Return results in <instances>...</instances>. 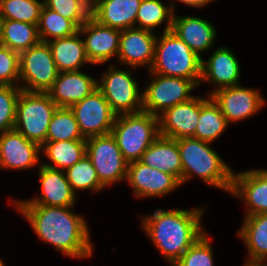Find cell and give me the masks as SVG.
<instances>
[{
	"label": "cell",
	"instance_id": "obj_1",
	"mask_svg": "<svg viewBox=\"0 0 267 266\" xmlns=\"http://www.w3.org/2000/svg\"><path fill=\"white\" fill-rule=\"evenodd\" d=\"M40 240L52 244L68 257L92 256L86 220L70 211L73 207L15 205Z\"/></svg>",
	"mask_w": 267,
	"mask_h": 266
},
{
	"label": "cell",
	"instance_id": "obj_2",
	"mask_svg": "<svg viewBox=\"0 0 267 266\" xmlns=\"http://www.w3.org/2000/svg\"><path fill=\"white\" fill-rule=\"evenodd\" d=\"M203 208L185 210L156 209L142 219V228L161 254L173 266L184 252L202 236L200 224Z\"/></svg>",
	"mask_w": 267,
	"mask_h": 266
},
{
	"label": "cell",
	"instance_id": "obj_3",
	"mask_svg": "<svg viewBox=\"0 0 267 266\" xmlns=\"http://www.w3.org/2000/svg\"><path fill=\"white\" fill-rule=\"evenodd\" d=\"M209 143L194 137L177 139L182 165V184L196 174L208 185L230 193L234 172Z\"/></svg>",
	"mask_w": 267,
	"mask_h": 266
},
{
	"label": "cell",
	"instance_id": "obj_4",
	"mask_svg": "<svg viewBox=\"0 0 267 266\" xmlns=\"http://www.w3.org/2000/svg\"><path fill=\"white\" fill-rule=\"evenodd\" d=\"M202 57L193 52L173 31H163L155 42L154 61L149 72L192 80L201 79Z\"/></svg>",
	"mask_w": 267,
	"mask_h": 266
},
{
	"label": "cell",
	"instance_id": "obj_5",
	"mask_svg": "<svg viewBox=\"0 0 267 266\" xmlns=\"http://www.w3.org/2000/svg\"><path fill=\"white\" fill-rule=\"evenodd\" d=\"M111 134L128 163L139 161L142 154L160 136L158 116L143 110L118 115Z\"/></svg>",
	"mask_w": 267,
	"mask_h": 266
},
{
	"label": "cell",
	"instance_id": "obj_6",
	"mask_svg": "<svg viewBox=\"0 0 267 266\" xmlns=\"http://www.w3.org/2000/svg\"><path fill=\"white\" fill-rule=\"evenodd\" d=\"M58 106L47 92H29L21 90L16 110L14 129L28 140L42 146L51 118Z\"/></svg>",
	"mask_w": 267,
	"mask_h": 266
},
{
	"label": "cell",
	"instance_id": "obj_7",
	"mask_svg": "<svg viewBox=\"0 0 267 266\" xmlns=\"http://www.w3.org/2000/svg\"><path fill=\"white\" fill-rule=\"evenodd\" d=\"M59 71L55 65L47 42L40 41L19 54V87L29 92H47L58 77Z\"/></svg>",
	"mask_w": 267,
	"mask_h": 266
},
{
	"label": "cell",
	"instance_id": "obj_8",
	"mask_svg": "<svg viewBox=\"0 0 267 266\" xmlns=\"http://www.w3.org/2000/svg\"><path fill=\"white\" fill-rule=\"evenodd\" d=\"M152 78L150 84L142 91V110L159 116L166 109L189 101L194 95L191 91L197 85L190 79L159 75L149 72ZM158 111H161L158 112Z\"/></svg>",
	"mask_w": 267,
	"mask_h": 266
},
{
	"label": "cell",
	"instance_id": "obj_9",
	"mask_svg": "<svg viewBox=\"0 0 267 266\" xmlns=\"http://www.w3.org/2000/svg\"><path fill=\"white\" fill-rule=\"evenodd\" d=\"M128 71L110 66L97 82V88L117 116L142 111V93Z\"/></svg>",
	"mask_w": 267,
	"mask_h": 266
},
{
	"label": "cell",
	"instance_id": "obj_10",
	"mask_svg": "<svg viewBox=\"0 0 267 266\" xmlns=\"http://www.w3.org/2000/svg\"><path fill=\"white\" fill-rule=\"evenodd\" d=\"M86 155L105 187L126 179L128 162L111 133L86 139Z\"/></svg>",
	"mask_w": 267,
	"mask_h": 266
},
{
	"label": "cell",
	"instance_id": "obj_11",
	"mask_svg": "<svg viewBox=\"0 0 267 266\" xmlns=\"http://www.w3.org/2000/svg\"><path fill=\"white\" fill-rule=\"evenodd\" d=\"M70 109L85 139L110 134L117 116L98 88Z\"/></svg>",
	"mask_w": 267,
	"mask_h": 266
},
{
	"label": "cell",
	"instance_id": "obj_12",
	"mask_svg": "<svg viewBox=\"0 0 267 266\" xmlns=\"http://www.w3.org/2000/svg\"><path fill=\"white\" fill-rule=\"evenodd\" d=\"M257 90L235 85L215 90L210 97L220 107L229 124L247 119L261 110L265 100Z\"/></svg>",
	"mask_w": 267,
	"mask_h": 266
},
{
	"label": "cell",
	"instance_id": "obj_13",
	"mask_svg": "<svg viewBox=\"0 0 267 266\" xmlns=\"http://www.w3.org/2000/svg\"><path fill=\"white\" fill-rule=\"evenodd\" d=\"M126 181L138 198L168 195L181 185L172 174L151 168L140 161L128 163Z\"/></svg>",
	"mask_w": 267,
	"mask_h": 266
},
{
	"label": "cell",
	"instance_id": "obj_14",
	"mask_svg": "<svg viewBox=\"0 0 267 266\" xmlns=\"http://www.w3.org/2000/svg\"><path fill=\"white\" fill-rule=\"evenodd\" d=\"M41 194L30 200L17 201L14 205H42L56 207H73L75 193L72 191L65 171L38 164Z\"/></svg>",
	"mask_w": 267,
	"mask_h": 266
},
{
	"label": "cell",
	"instance_id": "obj_15",
	"mask_svg": "<svg viewBox=\"0 0 267 266\" xmlns=\"http://www.w3.org/2000/svg\"><path fill=\"white\" fill-rule=\"evenodd\" d=\"M79 32L87 35L84 41L85 51L91 64L105 63L118 55L121 31L100 24L92 16L83 23ZM83 34V35H82Z\"/></svg>",
	"mask_w": 267,
	"mask_h": 266
},
{
	"label": "cell",
	"instance_id": "obj_16",
	"mask_svg": "<svg viewBox=\"0 0 267 266\" xmlns=\"http://www.w3.org/2000/svg\"><path fill=\"white\" fill-rule=\"evenodd\" d=\"M41 146L15 129L0 134V168L14 170L37 166Z\"/></svg>",
	"mask_w": 267,
	"mask_h": 266
},
{
	"label": "cell",
	"instance_id": "obj_17",
	"mask_svg": "<svg viewBox=\"0 0 267 266\" xmlns=\"http://www.w3.org/2000/svg\"><path fill=\"white\" fill-rule=\"evenodd\" d=\"M200 115V97L166 109L158 116L159 134L171 139L193 137Z\"/></svg>",
	"mask_w": 267,
	"mask_h": 266
},
{
	"label": "cell",
	"instance_id": "obj_18",
	"mask_svg": "<svg viewBox=\"0 0 267 266\" xmlns=\"http://www.w3.org/2000/svg\"><path fill=\"white\" fill-rule=\"evenodd\" d=\"M151 31L131 27L121 31L117 58L121 63L133 67L149 65L154 61L155 42L157 36Z\"/></svg>",
	"mask_w": 267,
	"mask_h": 266
},
{
	"label": "cell",
	"instance_id": "obj_19",
	"mask_svg": "<svg viewBox=\"0 0 267 266\" xmlns=\"http://www.w3.org/2000/svg\"><path fill=\"white\" fill-rule=\"evenodd\" d=\"M230 193L245 201L248 208L246 216L267 213V170L233 173Z\"/></svg>",
	"mask_w": 267,
	"mask_h": 266
},
{
	"label": "cell",
	"instance_id": "obj_20",
	"mask_svg": "<svg viewBox=\"0 0 267 266\" xmlns=\"http://www.w3.org/2000/svg\"><path fill=\"white\" fill-rule=\"evenodd\" d=\"M97 82L79 70L59 72L47 93L58 108H70L97 89Z\"/></svg>",
	"mask_w": 267,
	"mask_h": 266
},
{
	"label": "cell",
	"instance_id": "obj_21",
	"mask_svg": "<svg viewBox=\"0 0 267 266\" xmlns=\"http://www.w3.org/2000/svg\"><path fill=\"white\" fill-rule=\"evenodd\" d=\"M240 65L236 56L227 47L216 49L207 61L202 59L200 82H208L217 88L209 92V96L218 89L239 85Z\"/></svg>",
	"mask_w": 267,
	"mask_h": 266
},
{
	"label": "cell",
	"instance_id": "obj_22",
	"mask_svg": "<svg viewBox=\"0 0 267 266\" xmlns=\"http://www.w3.org/2000/svg\"><path fill=\"white\" fill-rule=\"evenodd\" d=\"M142 0H95L91 16L100 24L117 30L135 27Z\"/></svg>",
	"mask_w": 267,
	"mask_h": 266
},
{
	"label": "cell",
	"instance_id": "obj_23",
	"mask_svg": "<svg viewBox=\"0 0 267 266\" xmlns=\"http://www.w3.org/2000/svg\"><path fill=\"white\" fill-rule=\"evenodd\" d=\"M171 31L199 57H201L200 52L212 47L216 37V29L207 20L196 16L179 17L175 13Z\"/></svg>",
	"mask_w": 267,
	"mask_h": 266
},
{
	"label": "cell",
	"instance_id": "obj_24",
	"mask_svg": "<svg viewBox=\"0 0 267 266\" xmlns=\"http://www.w3.org/2000/svg\"><path fill=\"white\" fill-rule=\"evenodd\" d=\"M151 168L172 174L182 185V165L177 140L159 136L139 160Z\"/></svg>",
	"mask_w": 267,
	"mask_h": 266
},
{
	"label": "cell",
	"instance_id": "obj_25",
	"mask_svg": "<svg viewBox=\"0 0 267 266\" xmlns=\"http://www.w3.org/2000/svg\"><path fill=\"white\" fill-rule=\"evenodd\" d=\"M80 35L78 31L72 36L47 42L59 72L77 71L84 63H91Z\"/></svg>",
	"mask_w": 267,
	"mask_h": 266
},
{
	"label": "cell",
	"instance_id": "obj_26",
	"mask_svg": "<svg viewBox=\"0 0 267 266\" xmlns=\"http://www.w3.org/2000/svg\"><path fill=\"white\" fill-rule=\"evenodd\" d=\"M239 237L248 249V263H264L267 259V213L246 216Z\"/></svg>",
	"mask_w": 267,
	"mask_h": 266
},
{
	"label": "cell",
	"instance_id": "obj_27",
	"mask_svg": "<svg viewBox=\"0 0 267 266\" xmlns=\"http://www.w3.org/2000/svg\"><path fill=\"white\" fill-rule=\"evenodd\" d=\"M41 151L53 163L44 166L66 171L86 155V140L45 142Z\"/></svg>",
	"mask_w": 267,
	"mask_h": 266
},
{
	"label": "cell",
	"instance_id": "obj_28",
	"mask_svg": "<svg viewBox=\"0 0 267 266\" xmlns=\"http://www.w3.org/2000/svg\"><path fill=\"white\" fill-rule=\"evenodd\" d=\"M227 126L226 118L214 100L209 95L206 99L200 97V115L193 137L212 143Z\"/></svg>",
	"mask_w": 267,
	"mask_h": 266
},
{
	"label": "cell",
	"instance_id": "obj_29",
	"mask_svg": "<svg viewBox=\"0 0 267 266\" xmlns=\"http://www.w3.org/2000/svg\"><path fill=\"white\" fill-rule=\"evenodd\" d=\"M39 42L38 25L3 19L2 46L20 54Z\"/></svg>",
	"mask_w": 267,
	"mask_h": 266
},
{
	"label": "cell",
	"instance_id": "obj_30",
	"mask_svg": "<svg viewBox=\"0 0 267 266\" xmlns=\"http://www.w3.org/2000/svg\"><path fill=\"white\" fill-rule=\"evenodd\" d=\"M174 3L165 6L160 0H142L136 18L137 28L151 31L166 21L164 32L170 31L172 28L174 16ZM166 20V21H165Z\"/></svg>",
	"mask_w": 267,
	"mask_h": 266
},
{
	"label": "cell",
	"instance_id": "obj_31",
	"mask_svg": "<svg viewBox=\"0 0 267 266\" xmlns=\"http://www.w3.org/2000/svg\"><path fill=\"white\" fill-rule=\"evenodd\" d=\"M79 27L71 20L62 17L57 12L43 5L40 12L38 34L40 41L48 42L54 39L65 38L76 34Z\"/></svg>",
	"mask_w": 267,
	"mask_h": 266
},
{
	"label": "cell",
	"instance_id": "obj_32",
	"mask_svg": "<svg viewBox=\"0 0 267 266\" xmlns=\"http://www.w3.org/2000/svg\"><path fill=\"white\" fill-rule=\"evenodd\" d=\"M86 140L70 108H57L54 112L45 142Z\"/></svg>",
	"mask_w": 267,
	"mask_h": 266
},
{
	"label": "cell",
	"instance_id": "obj_33",
	"mask_svg": "<svg viewBox=\"0 0 267 266\" xmlns=\"http://www.w3.org/2000/svg\"><path fill=\"white\" fill-rule=\"evenodd\" d=\"M68 182L72 191L91 189L94 192L106 188L99 180L97 172L93 167L91 160L85 155L66 171Z\"/></svg>",
	"mask_w": 267,
	"mask_h": 266
},
{
	"label": "cell",
	"instance_id": "obj_34",
	"mask_svg": "<svg viewBox=\"0 0 267 266\" xmlns=\"http://www.w3.org/2000/svg\"><path fill=\"white\" fill-rule=\"evenodd\" d=\"M43 5V1L38 0H0V16L38 25Z\"/></svg>",
	"mask_w": 267,
	"mask_h": 266
},
{
	"label": "cell",
	"instance_id": "obj_35",
	"mask_svg": "<svg viewBox=\"0 0 267 266\" xmlns=\"http://www.w3.org/2000/svg\"><path fill=\"white\" fill-rule=\"evenodd\" d=\"M44 6L73 21L79 28L91 16L89 0H43Z\"/></svg>",
	"mask_w": 267,
	"mask_h": 266
},
{
	"label": "cell",
	"instance_id": "obj_36",
	"mask_svg": "<svg viewBox=\"0 0 267 266\" xmlns=\"http://www.w3.org/2000/svg\"><path fill=\"white\" fill-rule=\"evenodd\" d=\"M21 90L18 85H0V134L14 129L17 101Z\"/></svg>",
	"mask_w": 267,
	"mask_h": 266
},
{
	"label": "cell",
	"instance_id": "obj_37",
	"mask_svg": "<svg viewBox=\"0 0 267 266\" xmlns=\"http://www.w3.org/2000/svg\"><path fill=\"white\" fill-rule=\"evenodd\" d=\"M212 246L207 234H203L173 266H214Z\"/></svg>",
	"mask_w": 267,
	"mask_h": 266
},
{
	"label": "cell",
	"instance_id": "obj_38",
	"mask_svg": "<svg viewBox=\"0 0 267 266\" xmlns=\"http://www.w3.org/2000/svg\"><path fill=\"white\" fill-rule=\"evenodd\" d=\"M19 81V53L0 45V85L16 86Z\"/></svg>",
	"mask_w": 267,
	"mask_h": 266
},
{
	"label": "cell",
	"instance_id": "obj_39",
	"mask_svg": "<svg viewBox=\"0 0 267 266\" xmlns=\"http://www.w3.org/2000/svg\"><path fill=\"white\" fill-rule=\"evenodd\" d=\"M177 1L185 3L186 5L194 8L195 7L200 8L207 4H210V2H212L213 0H177Z\"/></svg>",
	"mask_w": 267,
	"mask_h": 266
},
{
	"label": "cell",
	"instance_id": "obj_40",
	"mask_svg": "<svg viewBox=\"0 0 267 266\" xmlns=\"http://www.w3.org/2000/svg\"><path fill=\"white\" fill-rule=\"evenodd\" d=\"M244 266H267V264H265V263H248V262H245Z\"/></svg>",
	"mask_w": 267,
	"mask_h": 266
},
{
	"label": "cell",
	"instance_id": "obj_41",
	"mask_svg": "<svg viewBox=\"0 0 267 266\" xmlns=\"http://www.w3.org/2000/svg\"><path fill=\"white\" fill-rule=\"evenodd\" d=\"M3 18L0 16V45L2 40Z\"/></svg>",
	"mask_w": 267,
	"mask_h": 266
},
{
	"label": "cell",
	"instance_id": "obj_42",
	"mask_svg": "<svg viewBox=\"0 0 267 266\" xmlns=\"http://www.w3.org/2000/svg\"><path fill=\"white\" fill-rule=\"evenodd\" d=\"M0 266H4L3 262L1 261V259H0Z\"/></svg>",
	"mask_w": 267,
	"mask_h": 266
}]
</instances>
